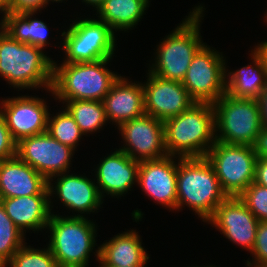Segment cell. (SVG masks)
<instances>
[{
  "mask_svg": "<svg viewBox=\"0 0 267 267\" xmlns=\"http://www.w3.org/2000/svg\"><path fill=\"white\" fill-rule=\"evenodd\" d=\"M26 242L4 267H59L49 247L31 246ZM44 247V248H43Z\"/></svg>",
  "mask_w": 267,
  "mask_h": 267,
  "instance_id": "f1b7e54d",
  "label": "cell"
},
{
  "mask_svg": "<svg viewBox=\"0 0 267 267\" xmlns=\"http://www.w3.org/2000/svg\"><path fill=\"white\" fill-rule=\"evenodd\" d=\"M176 189L177 212L187 207L202 220L203 225L228 197L206 157L181 158L178 161Z\"/></svg>",
  "mask_w": 267,
  "mask_h": 267,
  "instance_id": "5b68a950",
  "label": "cell"
},
{
  "mask_svg": "<svg viewBox=\"0 0 267 267\" xmlns=\"http://www.w3.org/2000/svg\"><path fill=\"white\" fill-rule=\"evenodd\" d=\"M238 197L259 221H267V187L253 181Z\"/></svg>",
  "mask_w": 267,
  "mask_h": 267,
  "instance_id": "f546056e",
  "label": "cell"
},
{
  "mask_svg": "<svg viewBox=\"0 0 267 267\" xmlns=\"http://www.w3.org/2000/svg\"><path fill=\"white\" fill-rule=\"evenodd\" d=\"M249 257L247 261H252L259 264H267V221L259 222L255 244Z\"/></svg>",
  "mask_w": 267,
  "mask_h": 267,
  "instance_id": "4dcf8cb0",
  "label": "cell"
},
{
  "mask_svg": "<svg viewBox=\"0 0 267 267\" xmlns=\"http://www.w3.org/2000/svg\"><path fill=\"white\" fill-rule=\"evenodd\" d=\"M113 150L103 155L99 164L92 165L95 167L91 174L103 199L111 197L119 200L130 194L133 186L138 185L139 162L118 148Z\"/></svg>",
  "mask_w": 267,
  "mask_h": 267,
  "instance_id": "e0dca14e",
  "label": "cell"
},
{
  "mask_svg": "<svg viewBox=\"0 0 267 267\" xmlns=\"http://www.w3.org/2000/svg\"><path fill=\"white\" fill-rule=\"evenodd\" d=\"M99 264L97 267H131L147 265L149 253L143 246L139 231L129 229L117 233L99 244Z\"/></svg>",
  "mask_w": 267,
  "mask_h": 267,
  "instance_id": "44dd1931",
  "label": "cell"
},
{
  "mask_svg": "<svg viewBox=\"0 0 267 267\" xmlns=\"http://www.w3.org/2000/svg\"><path fill=\"white\" fill-rule=\"evenodd\" d=\"M259 222L238 196H228L205 224H210L229 242L251 253Z\"/></svg>",
  "mask_w": 267,
  "mask_h": 267,
  "instance_id": "9a60e30c",
  "label": "cell"
},
{
  "mask_svg": "<svg viewBox=\"0 0 267 267\" xmlns=\"http://www.w3.org/2000/svg\"><path fill=\"white\" fill-rule=\"evenodd\" d=\"M121 136L118 149L135 161H148L167 156L165 149L164 122L151 115L124 122L117 128Z\"/></svg>",
  "mask_w": 267,
  "mask_h": 267,
  "instance_id": "5bb4252c",
  "label": "cell"
},
{
  "mask_svg": "<svg viewBox=\"0 0 267 267\" xmlns=\"http://www.w3.org/2000/svg\"><path fill=\"white\" fill-rule=\"evenodd\" d=\"M224 56L207 43L194 55L182 84L195 102L213 104L226 93L228 61Z\"/></svg>",
  "mask_w": 267,
  "mask_h": 267,
  "instance_id": "8fae6325",
  "label": "cell"
},
{
  "mask_svg": "<svg viewBox=\"0 0 267 267\" xmlns=\"http://www.w3.org/2000/svg\"><path fill=\"white\" fill-rule=\"evenodd\" d=\"M26 239V235L14 225L0 202V267L11 260L26 243Z\"/></svg>",
  "mask_w": 267,
  "mask_h": 267,
  "instance_id": "83f0119b",
  "label": "cell"
},
{
  "mask_svg": "<svg viewBox=\"0 0 267 267\" xmlns=\"http://www.w3.org/2000/svg\"><path fill=\"white\" fill-rule=\"evenodd\" d=\"M257 55L261 58L263 67L265 68L266 78H267V40H263L261 42L258 41V43L253 45L252 48Z\"/></svg>",
  "mask_w": 267,
  "mask_h": 267,
  "instance_id": "d590c367",
  "label": "cell"
},
{
  "mask_svg": "<svg viewBox=\"0 0 267 267\" xmlns=\"http://www.w3.org/2000/svg\"><path fill=\"white\" fill-rule=\"evenodd\" d=\"M250 50L248 55L252 62L248 65L237 70H229V66H226V93L236 98L259 99L267 86L261 58L252 47Z\"/></svg>",
  "mask_w": 267,
  "mask_h": 267,
  "instance_id": "603a6c76",
  "label": "cell"
},
{
  "mask_svg": "<svg viewBox=\"0 0 267 267\" xmlns=\"http://www.w3.org/2000/svg\"><path fill=\"white\" fill-rule=\"evenodd\" d=\"M187 267H189V266H187ZM190 267H217V266L214 265V264H213V265H211V264H210V265H207V264H206V265H203V266H202V265H201V266H198V265L193 266V264H192V266H190ZM219 267H220V266H219Z\"/></svg>",
  "mask_w": 267,
  "mask_h": 267,
  "instance_id": "60d3db41",
  "label": "cell"
},
{
  "mask_svg": "<svg viewBox=\"0 0 267 267\" xmlns=\"http://www.w3.org/2000/svg\"><path fill=\"white\" fill-rule=\"evenodd\" d=\"M106 118L109 124L118 128L124 122L145 114L144 87L142 82L122 76L113 83L103 98Z\"/></svg>",
  "mask_w": 267,
  "mask_h": 267,
  "instance_id": "d6986e66",
  "label": "cell"
},
{
  "mask_svg": "<svg viewBox=\"0 0 267 267\" xmlns=\"http://www.w3.org/2000/svg\"><path fill=\"white\" fill-rule=\"evenodd\" d=\"M263 17H264V19H263L264 21H263V22L266 24V23H267V9H266V11L264 12V16H263ZM266 25H267V24H266Z\"/></svg>",
  "mask_w": 267,
  "mask_h": 267,
  "instance_id": "b9f144b4",
  "label": "cell"
},
{
  "mask_svg": "<svg viewBox=\"0 0 267 267\" xmlns=\"http://www.w3.org/2000/svg\"><path fill=\"white\" fill-rule=\"evenodd\" d=\"M47 55L39 47L14 40L0 27V77L9 88L18 92L51 89L53 57Z\"/></svg>",
  "mask_w": 267,
  "mask_h": 267,
  "instance_id": "7a4b0ae2",
  "label": "cell"
},
{
  "mask_svg": "<svg viewBox=\"0 0 267 267\" xmlns=\"http://www.w3.org/2000/svg\"><path fill=\"white\" fill-rule=\"evenodd\" d=\"M58 107V112L49 113L47 132L60 143L77 151L85 136L70 113L62 105Z\"/></svg>",
  "mask_w": 267,
  "mask_h": 267,
  "instance_id": "4316f807",
  "label": "cell"
},
{
  "mask_svg": "<svg viewBox=\"0 0 267 267\" xmlns=\"http://www.w3.org/2000/svg\"><path fill=\"white\" fill-rule=\"evenodd\" d=\"M89 218L67 217L59 212L51 214L45 231L48 237L45 240L49 239L46 246L59 267H89L93 254L95 261L99 262L97 234L100 228L96 220Z\"/></svg>",
  "mask_w": 267,
  "mask_h": 267,
  "instance_id": "277c9868",
  "label": "cell"
},
{
  "mask_svg": "<svg viewBox=\"0 0 267 267\" xmlns=\"http://www.w3.org/2000/svg\"><path fill=\"white\" fill-rule=\"evenodd\" d=\"M199 4L191 8L188 16L160 39L152 61L146 63L148 72L163 79L183 81L194 55L205 44L200 31L206 8L204 3Z\"/></svg>",
  "mask_w": 267,
  "mask_h": 267,
  "instance_id": "6da1fadb",
  "label": "cell"
},
{
  "mask_svg": "<svg viewBox=\"0 0 267 267\" xmlns=\"http://www.w3.org/2000/svg\"><path fill=\"white\" fill-rule=\"evenodd\" d=\"M8 0H0V23L4 20L6 15L9 13Z\"/></svg>",
  "mask_w": 267,
  "mask_h": 267,
  "instance_id": "f35d334b",
  "label": "cell"
},
{
  "mask_svg": "<svg viewBox=\"0 0 267 267\" xmlns=\"http://www.w3.org/2000/svg\"><path fill=\"white\" fill-rule=\"evenodd\" d=\"M254 182L267 187V158L257 157Z\"/></svg>",
  "mask_w": 267,
  "mask_h": 267,
  "instance_id": "836d02e7",
  "label": "cell"
},
{
  "mask_svg": "<svg viewBox=\"0 0 267 267\" xmlns=\"http://www.w3.org/2000/svg\"><path fill=\"white\" fill-rule=\"evenodd\" d=\"M215 141L233 145H254L264 128L258 99L223 94L213 104Z\"/></svg>",
  "mask_w": 267,
  "mask_h": 267,
  "instance_id": "ba28073f",
  "label": "cell"
},
{
  "mask_svg": "<svg viewBox=\"0 0 267 267\" xmlns=\"http://www.w3.org/2000/svg\"><path fill=\"white\" fill-rule=\"evenodd\" d=\"M83 16L86 15L71 19L72 23L68 24L67 29L60 30L61 35L54 46L59 47L64 55L62 61L57 59L53 62H95L117 57L115 56L116 48H118L117 34L94 15Z\"/></svg>",
  "mask_w": 267,
  "mask_h": 267,
  "instance_id": "52a82bcc",
  "label": "cell"
},
{
  "mask_svg": "<svg viewBox=\"0 0 267 267\" xmlns=\"http://www.w3.org/2000/svg\"><path fill=\"white\" fill-rule=\"evenodd\" d=\"M62 3L60 0H8L11 13L42 12L49 4Z\"/></svg>",
  "mask_w": 267,
  "mask_h": 267,
  "instance_id": "1f68e13d",
  "label": "cell"
},
{
  "mask_svg": "<svg viewBox=\"0 0 267 267\" xmlns=\"http://www.w3.org/2000/svg\"><path fill=\"white\" fill-rule=\"evenodd\" d=\"M0 98V112L13 139L18 143L22 138L47 132L48 116L52 112L47 98L21 94ZM49 104V105H48Z\"/></svg>",
  "mask_w": 267,
  "mask_h": 267,
  "instance_id": "7c38bea8",
  "label": "cell"
},
{
  "mask_svg": "<svg viewBox=\"0 0 267 267\" xmlns=\"http://www.w3.org/2000/svg\"><path fill=\"white\" fill-rule=\"evenodd\" d=\"M76 151L53 138L48 132L22 138L17 143L16 155L47 180L72 171Z\"/></svg>",
  "mask_w": 267,
  "mask_h": 267,
  "instance_id": "4fadbf2b",
  "label": "cell"
},
{
  "mask_svg": "<svg viewBox=\"0 0 267 267\" xmlns=\"http://www.w3.org/2000/svg\"><path fill=\"white\" fill-rule=\"evenodd\" d=\"M77 173L69 171L55 175L48 180L51 214L56 213L53 204V202L55 205L58 204L56 201H59V204L62 203V208L67 210L60 212L64 213L62 216L67 217L88 218L91 213L97 214L100 212L98 210L103 208L105 199L100 195L95 178H91L93 174L86 176L85 173ZM65 212L69 215L67 213L65 215Z\"/></svg>",
  "mask_w": 267,
  "mask_h": 267,
  "instance_id": "9c48e42d",
  "label": "cell"
},
{
  "mask_svg": "<svg viewBox=\"0 0 267 267\" xmlns=\"http://www.w3.org/2000/svg\"><path fill=\"white\" fill-rule=\"evenodd\" d=\"M17 153V142L9 132L5 119L0 112V161L12 158Z\"/></svg>",
  "mask_w": 267,
  "mask_h": 267,
  "instance_id": "d6a6232c",
  "label": "cell"
},
{
  "mask_svg": "<svg viewBox=\"0 0 267 267\" xmlns=\"http://www.w3.org/2000/svg\"><path fill=\"white\" fill-rule=\"evenodd\" d=\"M151 0H105L93 15L105 22L116 34L137 28L149 9Z\"/></svg>",
  "mask_w": 267,
  "mask_h": 267,
  "instance_id": "d4e9b609",
  "label": "cell"
},
{
  "mask_svg": "<svg viewBox=\"0 0 267 267\" xmlns=\"http://www.w3.org/2000/svg\"><path fill=\"white\" fill-rule=\"evenodd\" d=\"M144 87L145 114L165 121L189 109L195 101L182 82L160 78L146 70Z\"/></svg>",
  "mask_w": 267,
  "mask_h": 267,
  "instance_id": "ac0fdd59",
  "label": "cell"
},
{
  "mask_svg": "<svg viewBox=\"0 0 267 267\" xmlns=\"http://www.w3.org/2000/svg\"><path fill=\"white\" fill-rule=\"evenodd\" d=\"M73 117L84 136L89 137L103 131L108 121L102 101L72 100L62 105Z\"/></svg>",
  "mask_w": 267,
  "mask_h": 267,
  "instance_id": "484cf974",
  "label": "cell"
},
{
  "mask_svg": "<svg viewBox=\"0 0 267 267\" xmlns=\"http://www.w3.org/2000/svg\"><path fill=\"white\" fill-rule=\"evenodd\" d=\"M43 12H9L4 20L0 23V27L6 31L14 40L20 43L31 44L43 49L53 46L49 40V23L36 18L37 14Z\"/></svg>",
  "mask_w": 267,
  "mask_h": 267,
  "instance_id": "cb8c5ba5",
  "label": "cell"
},
{
  "mask_svg": "<svg viewBox=\"0 0 267 267\" xmlns=\"http://www.w3.org/2000/svg\"><path fill=\"white\" fill-rule=\"evenodd\" d=\"M49 194L48 180L17 155L0 161V198Z\"/></svg>",
  "mask_w": 267,
  "mask_h": 267,
  "instance_id": "ffe728a7",
  "label": "cell"
},
{
  "mask_svg": "<svg viewBox=\"0 0 267 267\" xmlns=\"http://www.w3.org/2000/svg\"><path fill=\"white\" fill-rule=\"evenodd\" d=\"M261 106V116H262V123L263 127L267 129V86L263 90L260 98L258 99Z\"/></svg>",
  "mask_w": 267,
  "mask_h": 267,
  "instance_id": "8d00e7d4",
  "label": "cell"
},
{
  "mask_svg": "<svg viewBox=\"0 0 267 267\" xmlns=\"http://www.w3.org/2000/svg\"><path fill=\"white\" fill-rule=\"evenodd\" d=\"M147 265H135V266H131V267H146Z\"/></svg>",
  "mask_w": 267,
  "mask_h": 267,
  "instance_id": "7bdbcfd3",
  "label": "cell"
},
{
  "mask_svg": "<svg viewBox=\"0 0 267 267\" xmlns=\"http://www.w3.org/2000/svg\"><path fill=\"white\" fill-rule=\"evenodd\" d=\"M257 157L267 158V129L263 128L253 145Z\"/></svg>",
  "mask_w": 267,
  "mask_h": 267,
  "instance_id": "e575fe53",
  "label": "cell"
},
{
  "mask_svg": "<svg viewBox=\"0 0 267 267\" xmlns=\"http://www.w3.org/2000/svg\"><path fill=\"white\" fill-rule=\"evenodd\" d=\"M180 157L167 155L139 162L138 188L169 212H177V165Z\"/></svg>",
  "mask_w": 267,
  "mask_h": 267,
  "instance_id": "2e32d148",
  "label": "cell"
},
{
  "mask_svg": "<svg viewBox=\"0 0 267 267\" xmlns=\"http://www.w3.org/2000/svg\"><path fill=\"white\" fill-rule=\"evenodd\" d=\"M165 149L180 158L205 157L215 143V112L211 103L195 102L164 121Z\"/></svg>",
  "mask_w": 267,
  "mask_h": 267,
  "instance_id": "8992f818",
  "label": "cell"
},
{
  "mask_svg": "<svg viewBox=\"0 0 267 267\" xmlns=\"http://www.w3.org/2000/svg\"><path fill=\"white\" fill-rule=\"evenodd\" d=\"M0 202L14 225L25 235L46 231L51 216L49 194L0 198Z\"/></svg>",
  "mask_w": 267,
  "mask_h": 267,
  "instance_id": "7402d4cb",
  "label": "cell"
},
{
  "mask_svg": "<svg viewBox=\"0 0 267 267\" xmlns=\"http://www.w3.org/2000/svg\"><path fill=\"white\" fill-rule=\"evenodd\" d=\"M62 3H66L68 0H60ZM64 1V2H63ZM66 1V2H65Z\"/></svg>",
  "mask_w": 267,
  "mask_h": 267,
  "instance_id": "ee69618b",
  "label": "cell"
},
{
  "mask_svg": "<svg viewBox=\"0 0 267 267\" xmlns=\"http://www.w3.org/2000/svg\"><path fill=\"white\" fill-rule=\"evenodd\" d=\"M205 157L227 196H239L255 180L257 155L252 146L215 141Z\"/></svg>",
  "mask_w": 267,
  "mask_h": 267,
  "instance_id": "30bf717a",
  "label": "cell"
},
{
  "mask_svg": "<svg viewBox=\"0 0 267 267\" xmlns=\"http://www.w3.org/2000/svg\"><path fill=\"white\" fill-rule=\"evenodd\" d=\"M245 267H267V264H259L252 261L245 260Z\"/></svg>",
  "mask_w": 267,
  "mask_h": 267,
  "instance_id": "ab89813d",
  "label": "cell"
},
{
  "mask_svg": "<svg viewBox=\"0 0 267 267\" xmlns=\"http://www.w3.org/2000/svg\"><path fill=\"white\" fill-rule=\"evenodd\" d=\"M112 60L53 62L52 88L45 93H49V97L53 96V100L60 105L72 100L102 101L121 75L109 68Z\"/></svg>",
  "mask_w": 267,
  "mask_h": 267,
  "instance_id": "3957f363",
  "label": "cell"
},
{
  "mask_svg": "<svg viewBox=\"0 0 267 267\" xmlns=\"http://www.w3.org/2000/svg\"><path fill=\"white\" fill-rule=\"evenodd\" d=\"M105 0H80L87 7H92L93 11H96L102 6Z\"/></svg>",
  "mask_w": 267,
  "mask_h": 267,
  "instance_id": "74e56055",
  "label": "cell"
}]
</instances>
